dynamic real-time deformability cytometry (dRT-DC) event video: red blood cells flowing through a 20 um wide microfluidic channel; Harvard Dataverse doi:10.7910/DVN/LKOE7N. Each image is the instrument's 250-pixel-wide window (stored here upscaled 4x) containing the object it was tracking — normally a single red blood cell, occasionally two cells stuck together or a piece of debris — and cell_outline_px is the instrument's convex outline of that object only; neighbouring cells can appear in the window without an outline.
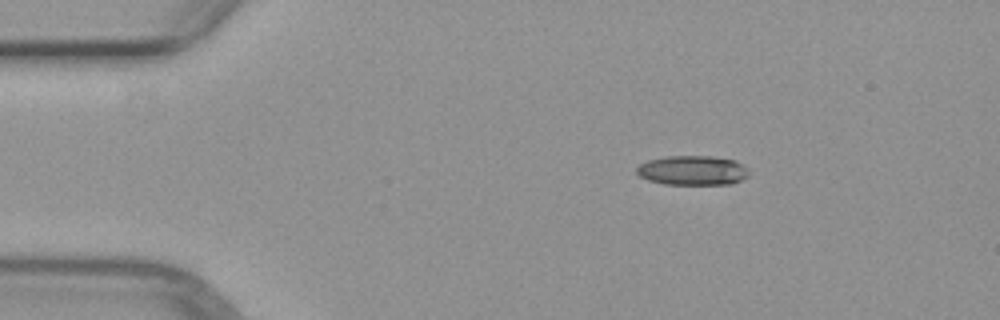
{"species": "common noctule bat (a hibernating species)", "species_latin": "Nyctalus noctula", "temperature_condition": "warm", "stored_images_in_passage": 3, "camera_frame_rate_fps": 3000, "um_per_image_px": 0.085, "animal": {"sex": "female", "body_mass_g": 29.2, "forearm_length_mm": 56.3}, "frame": {"image": 1, "passage_image": 1, "time_ms": 0.0, "image_size_px": [1000, 320], "cell_outline_px": [[748, 176], [732, 184], [664, 184], [648, 180], [640, 176], [636, 172], [636, 168], [640, 164], [648, 160], [668, 156], [712, 156], [736, 160], [748, 172]], "centroid_in_image_um": [58.84, 14.48], "position_along_channel_um": 26.2, "area_um2": 19.19}}
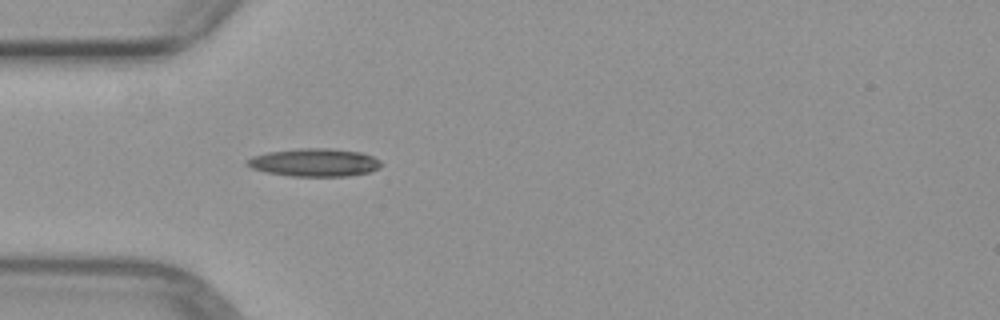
{"frame": {"image": 2, "passage_image": 3, "time_ms": 2.333, "image_size_px": [1000, 320], "cell_outline_px": [[384, 164], [380, 168], [368, 172], [348, 176], [288, 176], [268, 172], [252, 168], [248, 164], [248, 160], [252, 156], [268, 152], [300, 148], [332, 148], [360, 152], [372, 156], [380, 160]], "centroid_in_image_um": [26.79, 13.81], "position_along_channel_um": 58.2, "area_um2": 21.79}}